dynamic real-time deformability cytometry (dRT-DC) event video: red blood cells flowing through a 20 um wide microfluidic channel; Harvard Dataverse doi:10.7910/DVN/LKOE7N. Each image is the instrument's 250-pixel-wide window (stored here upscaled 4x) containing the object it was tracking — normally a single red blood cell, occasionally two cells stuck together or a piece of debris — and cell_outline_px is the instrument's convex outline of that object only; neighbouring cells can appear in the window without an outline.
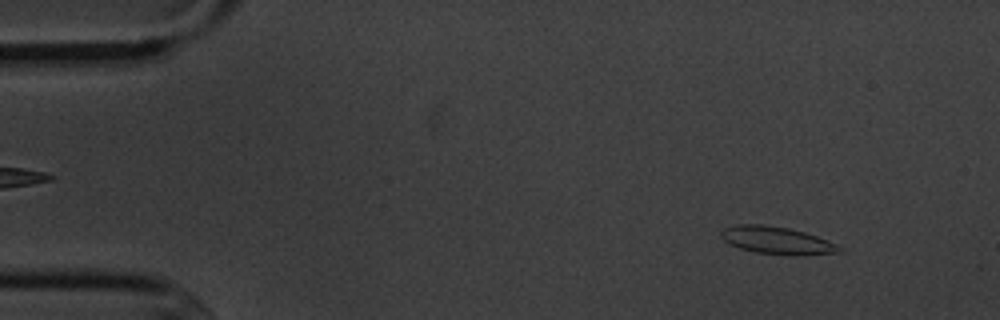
{"species": "common noctule bat (a hibernating species)", "species_latin": "Nyctalus noctula", "temperature_condition": "cold", "stored_images_in_passage": 5, "camera_frame_rate_fps": 3000, "um_per_image_px": 0.085, "animal": {"sex": "male", "body_mass_g": 20.1, "forearm_length_mm": 53.5}, "frame": {"image": 1, "passage_image": 1, "time_ms": 0.0, "image_size_px": [1000, 320], "cell_outline_px": [[844, 252], [804, 256], [788, 256], [756, 252], [740, 248], [724, 240], [720, 236], [720, 232], [724, 228], [736, 224], [764, 224], [788, 228], [804, 232], [828, 240], [844, 248]], "centroid_in_image_um": [66.1, 20.45], "position_along_channel_um": 18.9, "area_um2": 19.25}}
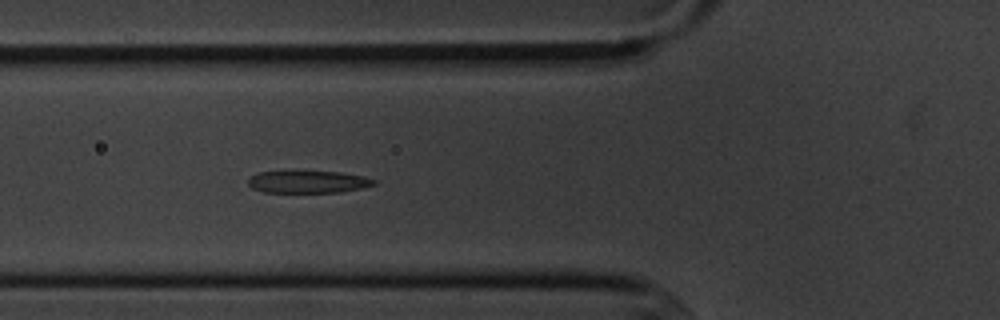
{"frame": {"image": 2, "passage_image": 5, "time_ms": 4.667, "image_size_px": [1000, 320], "cell_outline_px": [[376, 184], [360, 188], [340, 192], [264, 192], [252, 188], [248, 184], [248, 180], [252, 176], [260, 172], [340, 172], [364, 176], [376, 180]], "centroid_in_image_um": [26.21, 15.46], "position_along_channel_um": 99.6, "area_um2": 16.01}}